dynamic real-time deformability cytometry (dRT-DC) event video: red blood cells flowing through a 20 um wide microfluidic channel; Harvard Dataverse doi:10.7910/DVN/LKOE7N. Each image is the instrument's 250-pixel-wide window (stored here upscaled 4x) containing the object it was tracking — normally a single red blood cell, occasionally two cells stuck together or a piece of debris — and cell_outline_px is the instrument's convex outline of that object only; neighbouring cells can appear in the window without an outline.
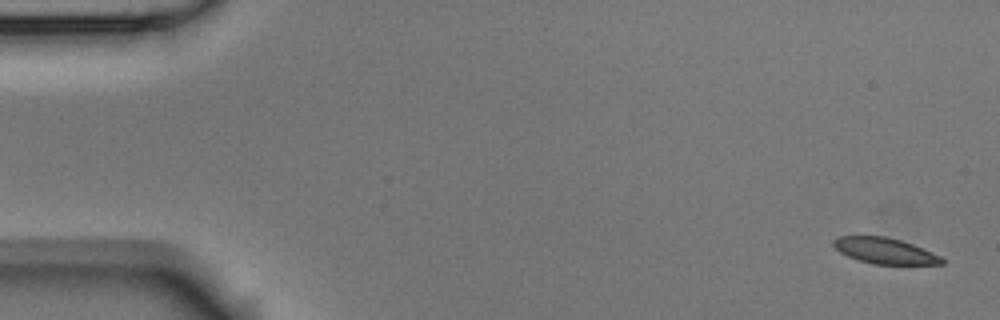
{"species": "Egyptian fruit bat (a non-hibernating species)", "species_latin": "Rousettus aegyptiacus", "temperature_condition": "room temperature", "stored_images_in_passage": 6, "camera_frame_rate_fps": 3000, "um_per_image_px": 0.085, "animal": {"sex": "male"}, "frame": {"image": 1, "passage_image": 1, "time_ms": 0.0, "image_size_px": [1000, 320], "cell_outline_px": [[944, 264], [872, 264], [848, 256], [840, 252], [832, 244], [832, 240], [836, 236], [884, 236], [900, 240], [912, 244], [940, 256], [944, 260]], "centroid_in_image_um": [75.17, 21.31], "position_along_channel_um": 9.8, "area_um2": 16.18}}
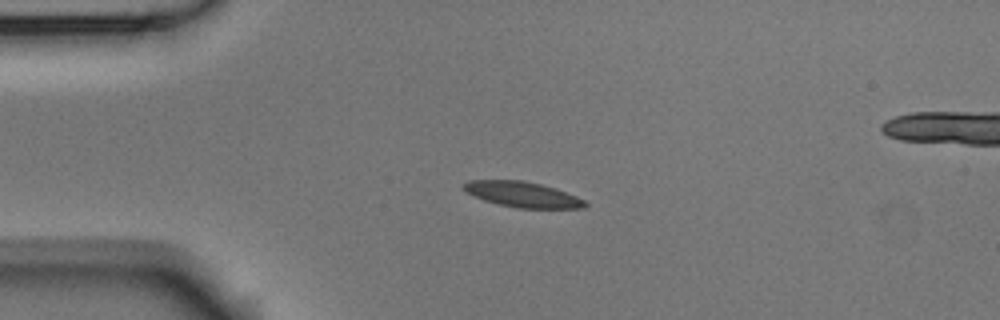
{"frame": {"image": 2, "passage_image": 4, "time_ms": 1.0, "image_size_px": [1000, 320], "cell_outline_px": [[588, 204], [584, 208], [516, 208], [484, 200], [460, 188], [468, 180], [524, 180], [556, 188], [576, 196], [584, 200]], "centroid_in_image_um": [44.42, 16.52], "position_along_channel_um": 40.6, "area_um2": 17.92}}